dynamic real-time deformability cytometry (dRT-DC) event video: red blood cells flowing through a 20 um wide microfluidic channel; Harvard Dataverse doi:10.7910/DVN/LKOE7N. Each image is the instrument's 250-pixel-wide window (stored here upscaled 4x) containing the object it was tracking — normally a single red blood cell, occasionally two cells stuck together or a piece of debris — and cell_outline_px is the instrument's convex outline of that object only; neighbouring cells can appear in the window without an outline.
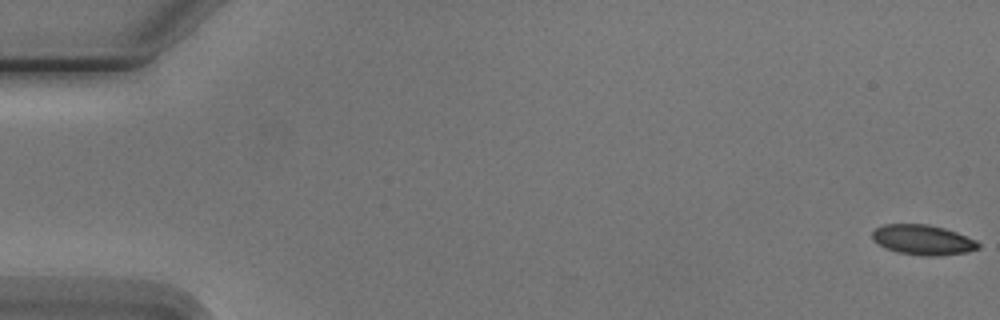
{"species": "Egyptian fruit bat (a non-hibernating species)", "species_latin": "Rousettus aegyptiacus", "temperature_condition": "cold", "stored_images_in_passage": 6, "camera_frame_rate_fps": 3000, "um_per_image_px": 0.085, "animal": {"sex": "male"}, "frame": {"image": 1, "passage_image": 1, "time_ms": 0.0, "image_size_px": [1000, 320], "cell_outline_px": [[980, 248], [968, 252], [940, 256], [920, 256], [900, 252], [884, 248], [872, 240], [872, 232], [876, 228], [884, 224], [928, 224], [944, 228], [956, 232], [976, 240], [980, 244]], "centroid_in_image_um": [78.45, 20.39], "position_along_channel_um": 6.6, "area_um2": 18.73}}
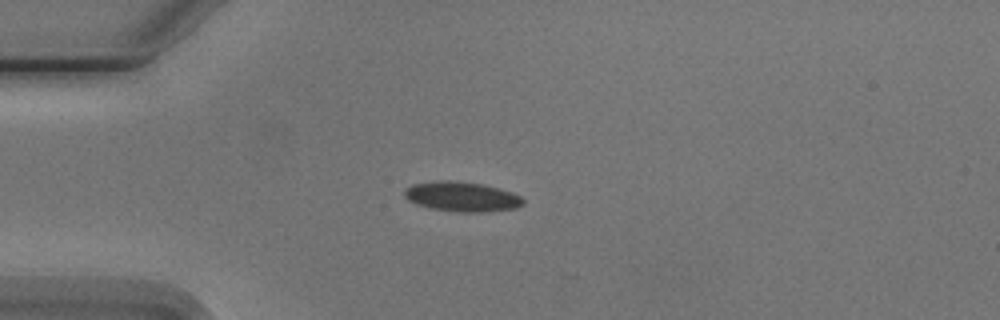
{"frame": {"image": 2, "passage_image": 5, "time_ms": 4.667, "image_size_px": [1000, 320], "cell_outline_px": [[524, 204], [516, 208], [484, 212], [456, 212], [432, 208], [408, 200], [404, 196], [404, 188], [412, 184], [440, 180], [452, 180], [484, 184], [512, 192], [520, 196], [524, 200]], "centroid_in_image_um": [39.27, 16.7], "position_along_channel_um": 45.7, "area_um2": 20.63}}